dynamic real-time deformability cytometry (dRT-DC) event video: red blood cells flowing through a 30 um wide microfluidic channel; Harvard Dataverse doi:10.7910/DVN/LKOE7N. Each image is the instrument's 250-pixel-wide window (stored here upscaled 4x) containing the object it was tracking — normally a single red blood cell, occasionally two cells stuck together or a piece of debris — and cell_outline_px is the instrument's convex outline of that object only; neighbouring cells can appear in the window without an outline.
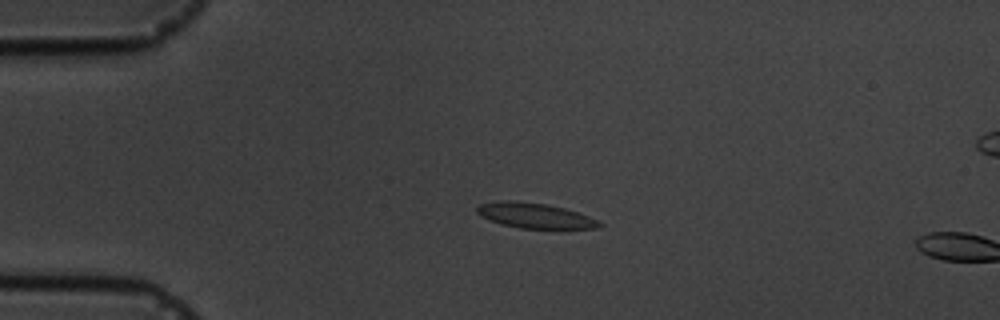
{"species": "common noctule bat (a hibernating species)", "species_latin": "Nyctalus noctula", "temperature_condition": "cold", "stored_images_in_passage": 5, "camera_frame_rate_fps": 3000, "um_per_image_px": 0.085, "animal": {"sex": "male", "body_mass_g": 19.5, "forearm_length_mm": 54.6}, "frame": {"image": 1, "passage_image": 4, "time_ms": 3.667, "image_size_px": [1000, 320], "cell_outline_px": [[604, 224], [600, 228], [520, 228], [504, 224], [480, 216], [476, 212], [476, 208], [480, 204], [500, 200], [516, 200], [544, 204], [564, 208], [588, 216]], "centroid_in_image_um": [45.44, 18.31], "position_along_channel_um": 39.6, "area_um2": 17.69}}